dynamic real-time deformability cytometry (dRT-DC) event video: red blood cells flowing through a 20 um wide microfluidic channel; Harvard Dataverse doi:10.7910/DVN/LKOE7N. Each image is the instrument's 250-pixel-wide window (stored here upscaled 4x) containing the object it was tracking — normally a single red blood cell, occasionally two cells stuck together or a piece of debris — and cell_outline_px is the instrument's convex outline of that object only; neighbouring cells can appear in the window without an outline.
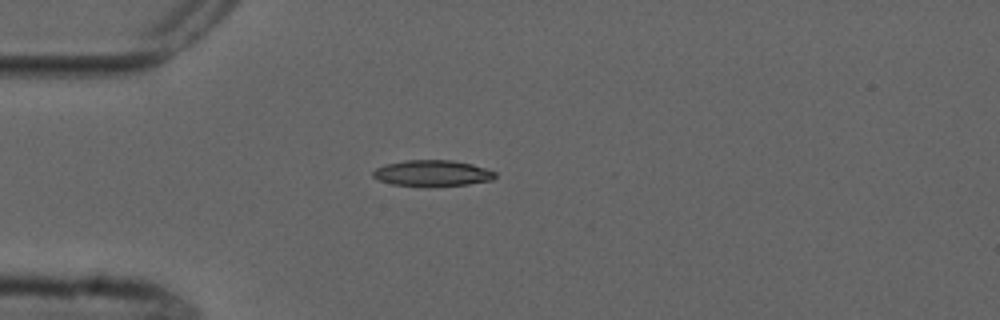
{"species": "common noctule bat (a hibernating species)", "species_latin": "Nyctalus noctula", "temperature_condition": "cold", "stored_images_in_passage": 1, "camera_frame_rate_fps": 3000, "um_per_image_px": 0.085, "animal": {"sex": "male", "forearm_length_mm": 52.5}, "frame": {"image": 1, "passage_image": 1, "time_ms": 0.0, "image_size_px": [1000, 320], "cell_outline_px": [[496, 176], [492, 180], [468, 184], [428, 188], [392, 184], [380, 180], [372, 176], [372, 172], [376, 168], [384, 164], [404, 160], [452, 160], [472, 164], [496, 172]], "centroid_in_image_um": [36.73, 14.74], "position_along_channel_um": 48.3, "area_um2": 18.96}}